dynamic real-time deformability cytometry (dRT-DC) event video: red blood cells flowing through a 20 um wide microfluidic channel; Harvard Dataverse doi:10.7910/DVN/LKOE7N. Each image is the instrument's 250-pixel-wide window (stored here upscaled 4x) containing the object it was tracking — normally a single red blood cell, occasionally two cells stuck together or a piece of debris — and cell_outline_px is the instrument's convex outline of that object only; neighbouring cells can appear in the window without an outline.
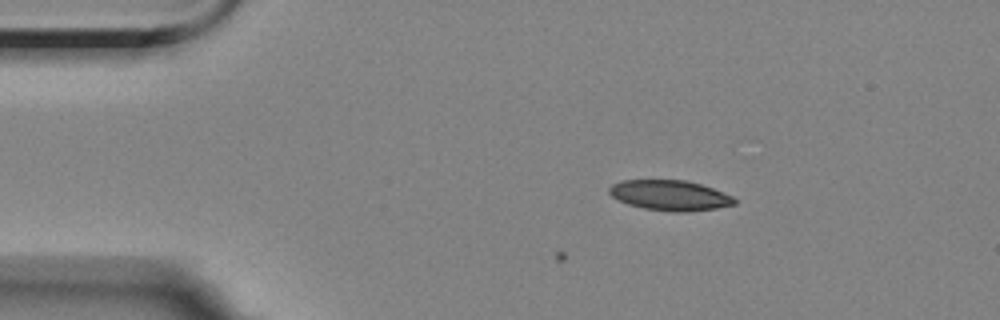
{"species": "Egyptian fruit bat (a non-hibernating species)", "species_latin": "Rousettus aegyptiacus", "temperature_condition": "room temperature", "stored_images_in_passage": 4, "camera_frame_rate_fps": 3000, "um_per_image_px": 0.085, "animal": {"sex": "female"}, "frame": {"image": 1, "passage_image": 1, "time_ms": 0.0, "image_size_px": [1000, 320], "cell_outline_px": [[736, 204], [716, 208], [684, 212], [672, 212], [644, 208], [628, 204], [612, 196], [608, 192], [608, 188], [612, 184], [624, 180], [688, 180], [712, 188], [732, 196], [736, 200]], "centroid_in_image_um": [56.94, 16.6], "position_along_channel_um": 28.1, "area_um2": 21.96}}